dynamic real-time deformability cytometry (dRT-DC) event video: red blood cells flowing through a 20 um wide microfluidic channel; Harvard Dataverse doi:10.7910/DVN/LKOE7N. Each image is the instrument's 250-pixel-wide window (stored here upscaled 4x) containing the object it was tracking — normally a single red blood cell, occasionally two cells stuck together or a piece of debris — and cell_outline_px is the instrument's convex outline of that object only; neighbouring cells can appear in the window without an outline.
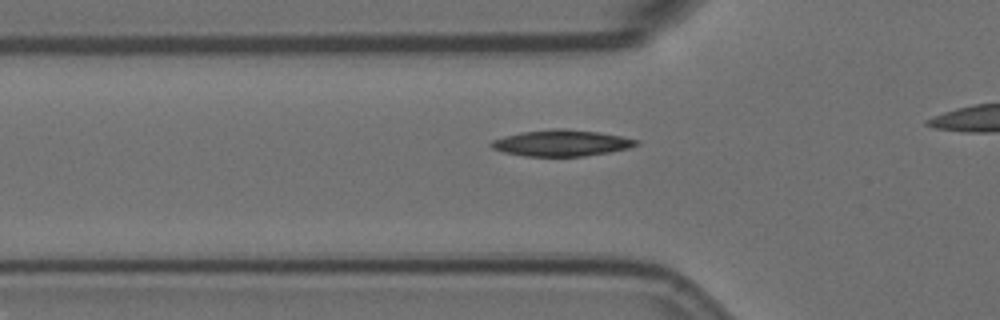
{"species": "Egyptian fruit bat (a non-hibernating species)", "species_latin": "Rousettus aegyptiacus", "temperature_condition": "room temperature", "stored_images_in_passage": 3, "segment_of_instrument_passage": [1, 2], "camera_frame_rate_fps": 3000, "um_per_image_px": 0.085, "animal": {"sex": "female"}, "frame": {"image": 1, "passage_image": 2, "time_ms": 0.333, "image_size_px": [1000, 320], "cell_outline_px": [[640, 144], [628, 148], [608, 152], [584, 156], [524, 156], [504, 152], [492, 148], [488, 144], [492, 140], [504, 136], [520, 132], [552, 128], [564, 128], [600, 132], [640, 140]], "centroid_in_image_um": [47.71, 12.14], "position_along_channel_um": 78.1, "area_um2": 22.31}}